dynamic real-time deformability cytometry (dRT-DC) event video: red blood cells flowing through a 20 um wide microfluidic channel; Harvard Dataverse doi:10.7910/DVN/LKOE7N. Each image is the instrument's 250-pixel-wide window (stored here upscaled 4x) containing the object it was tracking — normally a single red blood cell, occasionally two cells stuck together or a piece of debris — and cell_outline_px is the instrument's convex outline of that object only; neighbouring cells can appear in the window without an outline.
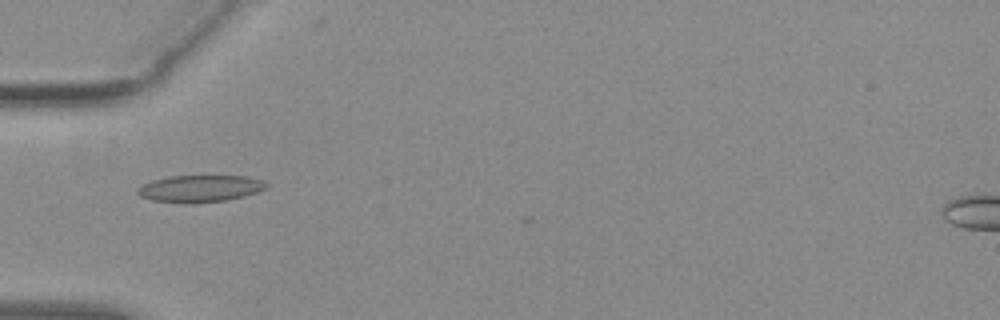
{"species": "common noctule bat (a hibernating species)", "species_latin": "Nyctalus noctula", "temperature_condition": "warm", "stored_images_in_passage": 4, "camera_frame_rate_fps": 3000, "um_per_image_px": 0.085, "animal": {"sex": "female", "body_mass_g": 29.2, "forearm_length_mm": 56.3}, "frame": {"image": 1, "passage_image": 1, "time_ms": 0.0, "image_size_px": [1000, 320], "cell_outline_px": [[268, 188], [244, 196], [224, 200], [152, 200], [140, 196], [136, 192], [136, 188], [152, 180], [168, 176], [244, 176], [264, 180], [268, 184]], "centroid_in_image_um": [17.04, 15.97], "position_along_channel_um": 68.0, "area_um2": 19.25}}